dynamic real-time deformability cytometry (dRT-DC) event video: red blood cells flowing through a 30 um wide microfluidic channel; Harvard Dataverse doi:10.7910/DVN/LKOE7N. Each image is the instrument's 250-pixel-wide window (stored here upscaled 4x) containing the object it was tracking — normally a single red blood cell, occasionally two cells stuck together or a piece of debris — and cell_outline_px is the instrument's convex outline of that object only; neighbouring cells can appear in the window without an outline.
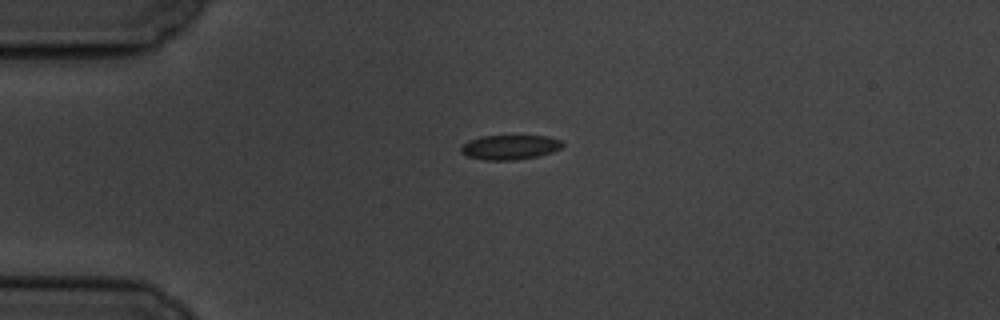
{"species": "common noctule bat (a hibernating species)", "species_latin": "Nyctalus noctula", "temperature_condition": "cold", "stored_images_in_passage": 2, "camera_frame_rate_fps": 3000, "um_per_image_px": 0.085, "animal": {"sex": "male", "body_mass_g": 19.5, "forearm_length_mm": 54.6}, "frame": {"image": 1, "passage_image": 1, "time_ms": 0.0, "image_size_px": [1000, 320], "cell_outline_px": [[564, 144], [560, 148], [552, 152], [536, 156], [516, 160], [484, 160], [468, 156], [460, 152], [460, 148], [468, 140], [480, 136], [548, 136], [560, 140]], "centroid_in_image_um": [43.32, 12.51], "position_along_channel_um": 41.7, "area_um2": 14.51}}